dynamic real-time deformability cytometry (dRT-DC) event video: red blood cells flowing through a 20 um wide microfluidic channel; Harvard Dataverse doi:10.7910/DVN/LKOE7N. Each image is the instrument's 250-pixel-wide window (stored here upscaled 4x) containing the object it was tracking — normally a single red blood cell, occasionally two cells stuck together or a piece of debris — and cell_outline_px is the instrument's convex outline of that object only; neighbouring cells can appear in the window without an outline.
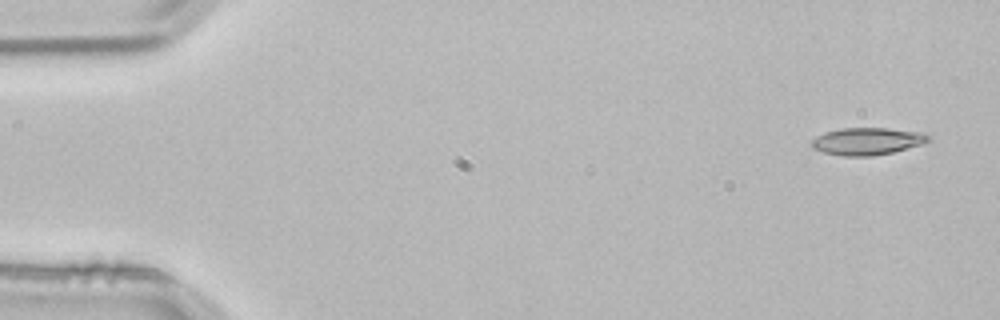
{"species": "common noctule bat (a hibernating species)", "species_latin": "Nyctalus noctula", "temperature_condition": "room temperature", "stored_images_in_passage": 3, "camera_frame_rate_fps": 3000, "um_per_image_px": 0.085, "animal": {"sex": "male", "body_mass_g": 21.5, "forearm_length_mm": 52.0}, "frame": {"image": 1, "passage_image": 1, "time_ms": 0.0, "image_size_px": [1000, 320], "cell_outline_px": [[932, 140], [924, 144], [892, 152], [872, 156], [844, 156], [824, 152], [812, 148], [808, 144], [816, 136], [824, 132], [844, 128], [888, 128], [920, 132], [928, 136]], "centroid_in_image_um": [73.7, 12.01], "position_along_channel_um": 11.3, "area_um2": 18.61}}